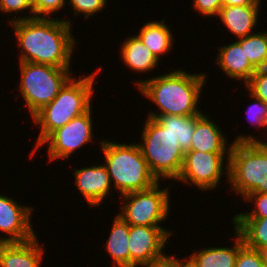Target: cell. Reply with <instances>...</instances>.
Segmentation results:
<instances>
[{
	"label": "cell",
	"mask_w": 267,
	"mask_h": 267,
	"mask_svg": "<svg viewBox=\"0 0 267 267\" xmlns=\"http://www.w3.org/2000/svg\"><path fill=\"white\" fill-rule=\"evenodd\" d=\"M72 22L69 17H33L9 23L20 51L18 62L71 68L72 56L79 43L72 34Z\"/></svg>",
	"instance_id": "6da1fadb"
},
{
	"label": "cell",
	"mask_w": 267,
	"mask_h": 267,
	"mask_svg": "<svg viewBox=\"0 0 267 267\" xmlns=\"http://www.w3.org/2000/svg\"><path fill=\"white\" fill-rule=\"evenodd\" d=\"M171 70L158 76L156 74L154 77L133 80L134 86L144 99L148 98L158 109L149 111L147 117L200 115L203 111L198 107L201 104V95L204 93L202 90L208 80V74L190 73L179 67Z\"/></svg>",
	"instance_id": "7a4b0ae2"
},
{
	"label": "cell",
	"mask_w": 267,
	"mask_h": 267,
	"mask_svg": "<svg viewBox=\"0 0 267 267\" xmlns=\"http://www.w3.org/2000/svg\"><path fill=\"white\" fill-rule=\"evenodd\" d=\"M88 75H73L61 88L53 101L42 107L31 119L40 128L34 152L40 144L56 129L63 127L72 119L81 116L92 108L96 77L102 67Z\"/></svg>",
	"instance_id": "3957f363"
},
{
	"label": "cell",
	"mask_w": 267,
	"mask_h": 267,
	"mask_svg": "<svg viewBox=\"0 0 267 267\" xmlns=\"http://www.w3.org/2000/svg\"><path fill=\"white\" fill-rule=\"evenodd\" d=\"M99 145L103 164L117 195L143 191L159 182L151 173L136 141L128 144L101 139Z\"/></svg>",
	"instance_id": "277c9868"
},
{
	"label": "cell",
	"mask_w": 267,
	"mask_h": 267,
	"mask_svg": "<svg viewBox=\"0 0 267 267\" xmlns=\"http://www.w3.org/2000/svg\"><path fill=\"white\" fill-rule=\"evenodd\" d=\"M140 133L137 143L151 173L163 183L174 182L181 172L185 154L179 141L155 118L147 117Z\"/></svg>",
	"instance_id": "5b68a950"
},
{
	"label": "cell",
	"mask_w": 267,
	"mask_h": 267,
	"mask_svg": "<svg viewBox=\"0 0 267 267\" xmlns=\"http://www.w3.org/2000/svg\"><path fill=\"white\" fill-rule=\"evenodd\" d=\"M228 183L242 199L249 193H267V148L260 142H232Z\"/></svg>",
	"instance_id": "8992f818"
},
{
	"label": "cell",
	"mask_w": 267,
	"mask_h": 267,
	"mask_svg": "<svg viewBox=\"0 0 267 267\" xmlns=\"http://www.w3.org/2000/svg\"><path fill=\"white\" fill-rule=\"evenodd\" d=\"M19 63V90L16 98L22 97L32 117L42 107L51 103L61 88L73 76L72 68H58L47 64Z\"/></svg>",
	"instance_id": "52a82bcc"
},
{
	"label": "cell",
	"mask_w": 267,
	"mask_h": 267,
	"mask_svg": "<svg viewBox=\"0 0 267 267\" xmlns=\"http://www.w3.org/2000/svg\"><path fill=\"white\" fill-rule=\"evenodd\" d=\"M157 182L151 188L143 191L126 193L122 197L120 215L131 226H163L171 214L170 188L167 185L161 187Z\"/></svg>",
	"instance_id": "ba28073f"
},
{
	"label": "cell",
	"mask_w": 267,
	"mask_h": 267,
	"mask_svg": "<svg viewBox=\"0 0 267 267\" xmlns=\"http://www.w3.org/2000/svg\"><path fill=\"white\" fill-rule=\"evenodd\" d=\"M230 152H202L189 150L184 154L181 172L177 183L193 185L201 192L213 191L221 180L228 182ZM226 180H223V174ZM222 178V179H221Z\"/></svg>",
	"instance_id": "9c48e42d"
},
{
	"label": "cell",
	"mask_w": 267,
	"mask_h": 267,
	"mask_svg": "<svg viewBox=\"0 0 267 267\" xmlns=\"http://www.w3.org/2000/svg\"><path fill=\"white\" fill-rule=\"evenodd\" d=\"M93 108L85 112L79 117H76L69 121L63 127L56 129L52 132L40 146L32 152L29 156L35 157L37 150L41 149L43 145H47V160L56 161L59 159L67 160L71 158L79 148L92 143L94 138V122L92 119Z\"/></svg>",
	"instance_id": "30bf717a"
},
{
	"label": "cell",
	"mask_w": 267,
	"mask_h": 267,
	"mask_svg": "<svg viewBox=\"0 0 267 267\" xmlns=\"http://www.w3.org/2000/svg\"><path fill=\"white\" fill-rule=\"evenodd\" d=\"M172 234V230L164 226L129 225L130 267L163 258L167 254L164 249Z\"/></svg>",
	"instance_id": "8fae6325"
},
{
	"label": "cell",
	"mask_w": 267,
	"mask_h": 267,
	"mask_svg": "<svg viewBox=\"0 0 267 267\" xmlns=\"http://www.w3.org/2000/svg\"><path fill=\"white\" fill-rule=\"evenodd\" d=\"M33 212L34 207L0 193V243L25 242L37 236L31 224Z\"/></svg>",
	"instance_id": "7c38bea8"
},
{
	"label": "cell",
	"mask_w": 267,
	"mask_h": 267,
	"mask_svg": "<svg viewBox=\"0 0 267 267\" xmlns=\"http://www.w3.org/2000/svg\"><path fill=\"white\" fill-rule=\"evenodd\" d=\"M92 166L74 168V185L86 201L87 205L94 209L101 207L107 199L114 193L110 176L103 162L99 165L93 163ZM96 164V165H95ZM113 191V193H112Z\"/></svg>",
	"instance_id": "4fadbf2b"
},
{
	"label": "cell",
	"mask_w": 267,
	"mask_h": 267,
	"mask_svg": "<svg viewBox=\"0 0 267 267\" xmlns=\"http://www.w3.org/2000/svg\"><path fill=\"white\" fill-rule=\"evenodd\" d=\"M215 64L225 73L226 78L245 85L253 76L256 68L249 62L241 44L235 40L217 48Z\"/></svg>",
	"instance_id": "5bb4252c"
},
{
	"label": "cell",
	"mask_w": 267,
	"mask_h": 267,
	"mask_svg": "<svg viewBox=\"0 0 267 267\" xmlns=\"http://www.w3.org/2000/svg\"><path fill=\"white\" fill-rule=\"evenodd\" d=\"M44 250L38 235L25 242L0 243V267H41Z\"/></svg>",
	"instance_id": "9a60e30c"
},
{
	"label": "cell",
	"mask_w": 267,
	"mask_h": 267,
	"mask_svg": "<svg viewBox=\"0 0 267 267\" xmlns=\"http://www.w3.org/2000/svg\"><path fill=\"white\" fill-rule=\"evenodd\" d=\"M211 120L204 111L195 118V129L190 150L202 152H230L231 144L227 141L226 133ZM224 133V134H223Z\"/></svg>",
	"instance_id": "2e32d148"
},
{
	"label": "cell",
	"mask_w": 267,
	"mask_h": 267,
	"mask_svg": "<svg viewBox=\"0 0 267 267\" xmlns=\"http://www.w3.org/2000/svg\"><path fill=\"white\" fill-rule=\"evenodd\" d=\"M261 8L262 5L222 6L217 17L232 37L239 39L255 33Z\"/></svg>",
	"instance_id": "e0dca14e"
},
{
	"label": "cell",
	"mask_w": 267,
	"mask_h": 267,
	"mask_svg": "<svg viewBox=\"0 0 267 267\" xmlns=\"http://www.w3.org/2000/svg\"><path fill=\"white\" fill-rule=\"evenodd\" d=\"M124 38L120 51V60L124 63L126 69H130L137 73H150L154 71L160 61L152 54V52L134 35H128Z\"/></svg>",
	"instance_id": "ac0fdd59"
},
{
	"label": "cell",
	"mask_w": 267,
	"mask_h": 267,
	"mask_svg": "<svg viewBox=\"0 0 267 267\" xmlns=\"http://www.w3.org/2000/svg\"><path fill=\"white\" fill-rule=\"evenodd\" d=\"M233 233L234 236L231 237L234 239H231L233 243L230 247H203L198 251L193 250L189 257L198 267H235L238 250L244 245V241L235 229Z\"/></svg>",
	"instance_id": "d6986e66"
},
{
	"label": "cell",
	"mask_w": 267,
	"mask_h": 267,
	"mask_svg": "<svg viewBox=\"0 0 267 267\" xmlns=\"http://www.w3.org/2000/svg\"><path fill=\"white\" fill-rule=\"evenodd\" d=\"M165 23V18L148 21L139 28L138 34L137 32L135 34L159 61L161 56L173 50L175 43L171 27Z\"/></svg>",
	"instance_id": "ffe728a7"
},
{
	"label": "cell",
	"mask_w": 267,
	"mask_h": 267,
	"mask_svg": "<svg viewBox=\"0 0 267 267\" xmlns=\"http://www.w3.org/2000/svg\"><path fill=\"white\" fill-rule=\"evenodd\" d=\"M109 235L104 243L105 251L112 259V267H130V252L128 245L129 224L117 214H114Z\"/></svg>",
	"instance_id": "44dd1931"
},
{
	"label": "cell",
	"mask_w": 267,
	"mask_h": 267,
	"mask_svg": "<svg viewBox=\"0 0 267 267\" xmlns=\"http://www.w3.org/2000/svg\"><path fill=\"white\" fill-rule=\"evenodd\" d=\"M231 221L247 247L257 250L267 245V217L232 218Z\"/></svg>",
	"instance_id": "7402d4cb"
},
{
	"label": "cell",
	"mask_w": 267,
	"mask_h": 267,
	"mask_svg": "<svg viewBox=\"0 0 267 267\" xmlns=\"http://www.w3.org/2000/svg\"><path fill=\"white\" fill-rule=\"evenodd\" d=\"M198 115L176 116L161 115L155 117L179 141L184 152L190 150L195 129V118Z\"/></svg>",
	"instance_id": "603a6c76"
},
{
	"label": "cell",
	"mask_w": 267,
	"mask_h": 267,
	"mask_svg": "<svg viewBox=\"0 0 267 267\" xmlns=\"http://www.w3.org/2000/svg\"><path fill=\"white\" fill-rule=\"evenodd\" d=\"M249 62L256 69H267V31L250 34L237 39Z\"/></svg>",
	"instance_id": "cb8c5ba5"
},
{
	"label": "cell",
	"mask_w": 267,
	"mask_h": 267,
	"mask_svg": "<svg viewBox=\"0 0 267 267\" xmlns=\"http://www.w3.org/2000/svg\"><path fill=\"white\" fill-rule=\"evenodd\" d=\"M23 11L27 12L29 15L22 14ZM0 12L4 13L6 16L9 14H14L11 19H7V23H11L18 20H24L34 17L33 0H0ZM21 12V13H20ZM21 14L17 16V14Z\"/></svg>",
	"instance_id": "d4e9b609"
},
{
	"label": "cell",
	"mask_w": 267,
	"mask_h": 267,
	"mask_svg": "<svg viewBox=\"0 0 267 267\" xmlns=\"http://www.w3.org/2000/svg\"><path fill=\"white\" fill-rule=\"evenodd\" d=\"M68 1V0H67ZM108 0H69L67 5L70 4L72 8L73 17H81L88 20L95 15H98L100 12L106 9Z\"/></svg>",
	"instance_id": "484cf974"
},
{
	"label": "cell",
	"mask_w": 267,
	"mask_h": 267,
	"mask_svg": "<svg viewBox=\"0 0 267 267\" xmlns=\"http://www.w3.org/2000/svg\"><path fill=\"white\" fill-rule=\"evenodd\" d=\"M252 101V104H249V107L245 110L247 114V118L252 126L254 125L255 129L262 130L263 128L265 132L267 131V103L262 101L261 99L254 97L249 92L247 94Z\"/></svg>",
	"instance_id": "4316f807"
},
{
	"label": "cell",
	"mask_w": 267,
	"mask_h": 267,
	"mask_svg": "<svg viewBox=\"0 0 267 267\" xmlns=\"http://www.w3.org/2000/svg\"><path fill=\"white\" fill-rule=\"evenodd\" d=\"M242 200L252 203L253 209L248 212L236 213L232 218H265L267 217V193H249Z\"/></svg>",
	"instance_id": "83f0119b"
},
{
	"label": "cell",
	"mask_w": 267,
	"mask_h": 267,
	"mask_svg": "<svg viewBox=\"0 0 267 267\" xmlns=\"http://www.w3.org/2000/svg\"><path fill=\"white\" fill-rule=\"evenodd\" d=\"M244 88L254 97L267 103V69H256Z\"/></svg>",
	"instance_id": "f1b7e54d"
},
{
	"label": "cell",
	"mask_w": 267,
	"mask_h": 267,
	"mask_svg": "<svg viewBox=\"0 0 267 267\" xmlns=\"http://www.w3.org/2000/svg\"><path fill=\"white\" fill-rule=\"evenodd\" d=\"M67 2V0H33L34 17L52 18L55 12L61 14L67 7Z\"/></svg>",
	"instance_id": "f546056e"
},
{
	"label": "cell",
	"mask_w": 267,
	"mask_h": 267,
	"mask_svg": "<svg viewBox=\"0 0 267 267\" xmlns=\"http://www.w3.org/2000/svg\"><path fill=\"white\" fill-rule=\"evenodd\" d=\"M235 267H266L257 250L245 244L238 250Z\"/></svg>",
	"instance_id": "4dcf8cb0"
},
{
	"label": "cell",
	"mask_w": 267,
	"mask_h": 267,
	"mask_svg": "<svg viewBox=\"0 0 267 267\" xmlns=\"http://www.w3.org/2000/svg\"><path fill=\"white\" fill-rule=\"evenodd\" d=\"M192 8L202 17L218 16L222 7L221 0H192Z\"/></svg>",
	"instance_id": "1f68e13d"
},
{
	"label": "cell",
	"mask_w": 267,
	"mask_h": 267,
	"mask_svg": "<svg viewBox=\"0 0 267 267\" xmlns=\"http://www.w3.org/2000/svg\"><path fill=\"white\" fill-rule=\"evenodd\" d=\"M136 267H174V254L167 253L163 258Z\"/></svg>",
	"instance_id": "d6a6232c"
},
{
	"label": "cell",
	"mask_w": 267,
	"mask_h": 267,
	"mask_svg": "<svg viewBox=\"0 0 267 267\" xmlns=\"http://www.w3.org/2000/svg\"><path fill=\"white\" fill-rule=\"evenodd\" d=\"M261 137L257 138V136H254L253 134H246L245 135L242 133L238 136L235 137L233 141V143H236V142H260L263 146H265L267 148V140H264L263 141V137L262 139H260Z\"/></svg>",
	"instance_id": "836d02e7"
},
{
	"label": "cell",
	"mask_w": 267,
	"mask_h": 267,
	"mask_svg": "<svg viewBox=\"0 0 267 267\" xmlns=\"http://www.w3.org/2000/svg\"><path fill=\"white\" fill-rule=\"evenodd\" d=\"M222 6L262 5V0H221Z\"/></svg>",
	"instance_id": "e575fe53"
},
{
	"label": "cell",
	"mask_w": 267,
	"mask_h": 267,
	"mask_svg": "<svg viewBox=\"0 0 267 267\" xmlns=\"http://www.w3.org/2000/svg\"><path fill=\"white\" fill-rule=\"evenodd\" d=\"M174 267H198L194 261L188 256L178 258L174 254Z\"/></svg>",
	"instance_id": "d590c367"
},
{
	"label": "cell",
	"mask_w": 267,
	"mask_h": 267,
	"mask_svg": "<svg viewBox=\"0 0 267 267\" xmlns=\"http://www.w3.org/2000/svg\"><path fill=\"white\" fill-rule=\"evenodd\" d=\"M257 251L260 254L261 260L263 261V263L266 265L267 267V245L259 247L257 249Z\"/></svg>",
	"instance_id": "8d00e7d4"
}]
</instances>
